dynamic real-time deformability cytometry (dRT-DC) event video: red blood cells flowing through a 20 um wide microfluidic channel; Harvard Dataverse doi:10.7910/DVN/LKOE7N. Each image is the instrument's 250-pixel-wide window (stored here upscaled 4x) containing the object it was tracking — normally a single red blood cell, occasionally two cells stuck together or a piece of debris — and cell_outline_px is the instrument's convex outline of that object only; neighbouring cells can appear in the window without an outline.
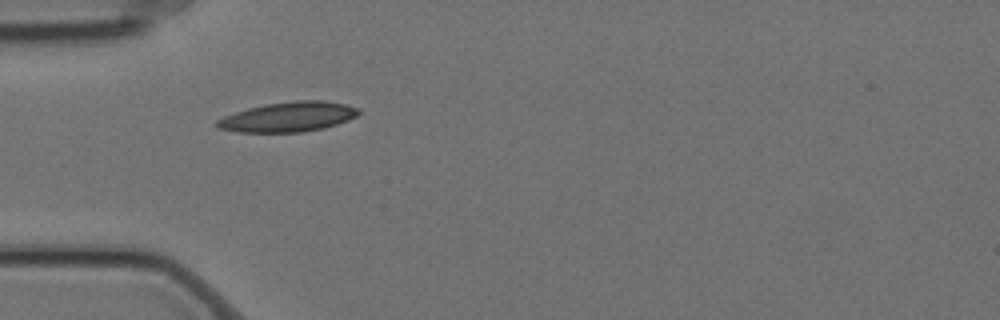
{"species": "Egyptian fruit bat (a non-hibernating species)", "species_latin": "Rousettus aegyptiacus", "temperature_condition": "cold", "stored_images_in_passage": 9, "camera_frame_rate_fps": 3000, "um_per_image_px": 0.085, "animal": {"sex": "female"}, "frame": {"image": 1, "passage_image": 5, "time_ms": 1.333, "image_size_px": [1000, 320], "cell_outline_px": [[360, 112], [356, 116], [348, 120], [324, 128], [304, 132], [240, 132], [216, 128], [212, 124], [216, 120], [224, 116], [248, 108], [264, 104], [296, 100], [324, 100], [344, 104], [360, 108]], "centroid_in_image_um": [24.48, 9.93], "position_along_channel_um": 60.5, "area_um2": 24.8}}
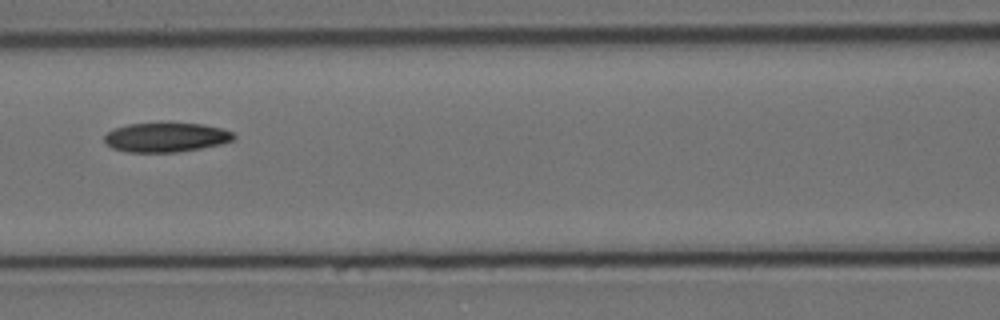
{"frame": {"image": 2, "passage_image": 7, "time_ms": 2.0, "image_size_px": [1000, 320], "cell_outline_px": [[236, 136], [232, 140], [220, 144], [200, 148], [176, 152], [128, 152], [112, 148], [104, 140], [104, 136], [108, 132], [116, 128], [128, 124], [160, 120], [200, 124], [220, 128], [232, 132]], "centroid_in_image_um": [14.08, 11.63], "position_along_channel_um": 152.5, "area_um2": 22.66}}
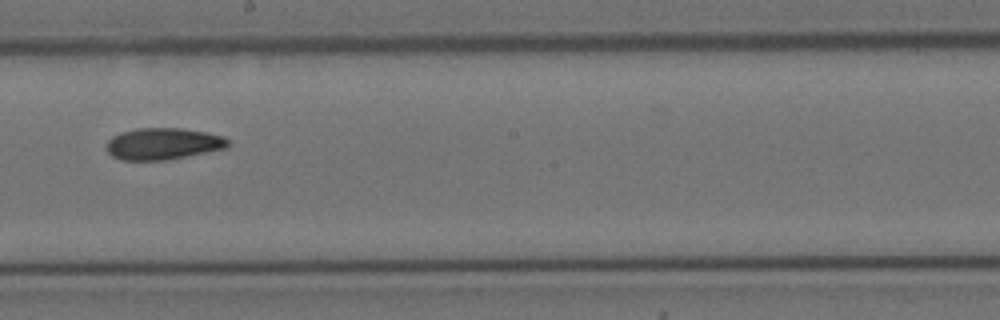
{"frame": {"image": 3, "passage_image": 9, "time_ms": 2.667, "image_size_px": [1000, 320], "cell_outline_px": [[228, 144], [224, 148], [168, 160], [120, 160], [112, 156], [108, 152], [108, 140], [112, 136], [120, 132], [136, 128], [184, 128], [224, 136], [228, 140]], "centroid_in_image_um": [13.83, 12.21], "position_along_channel_um": 234.4, "area_um2": 22.31}}